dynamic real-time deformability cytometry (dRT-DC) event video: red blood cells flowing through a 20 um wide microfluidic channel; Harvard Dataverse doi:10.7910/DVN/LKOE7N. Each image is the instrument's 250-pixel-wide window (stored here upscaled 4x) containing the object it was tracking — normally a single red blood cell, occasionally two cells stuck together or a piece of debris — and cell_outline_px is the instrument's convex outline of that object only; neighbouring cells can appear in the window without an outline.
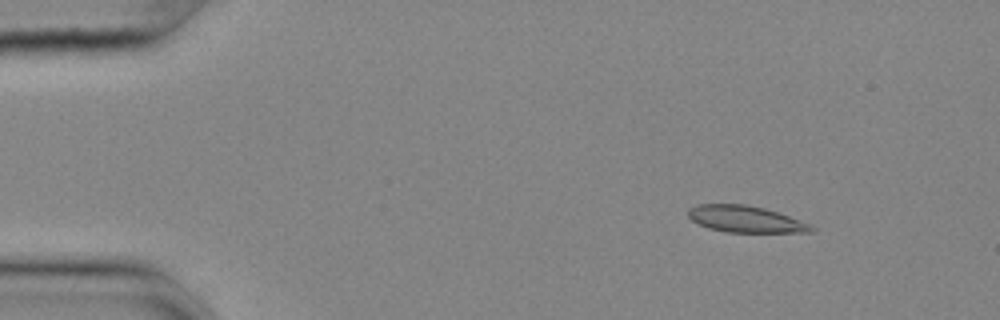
{"species": "common noctule bat (a hibernating species)", "species_latin": "Nyctalus noctula", "temperature_condition": "cold", "stored_images_in_passage": 49, "camera_frame_rate_fps": 3000, "um_per_image_px": 0.085, "animal": {"sex": "female", "body_mass_g": 25.1}, "frame": {"image": 1, "passage_image": 1, "time_ms": 0.0, "image_size_px": [1000, 320], "cell_outline_px": [[816, 228], [812, 232], [724, 232], [708, 228], [692, 220], [688, 216], [688, 208], [696, 204], [744, 204], [764, 208], [788, 216], [808, 224]], "centroid_in_image_um": [63.31, 18.62], "position_along_channel_um": 21.7, "area_um2": 18.9}}
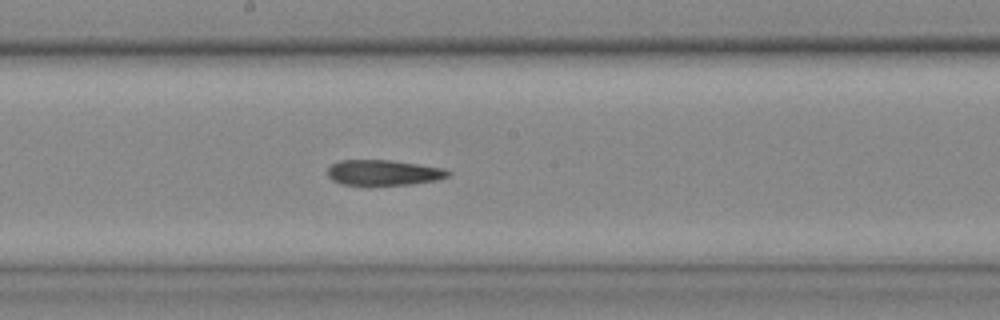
{"frame": {"image": 2, "passage_image": 24, "time_ms": 7.667, "image_size_px": [1000, 320], "cell_outline_px": [[452, 172], [448, 176], [436, 180], [412, 184], [344, 184], [332, 180], [328, 176], [328, 168], [332, 164], [340, 160], [392, 160], [444, 168]], "centroid_in_image_um": [32.62, 14.65], "position_along_channel_um": 215.6, "area_um2": 17.63}}
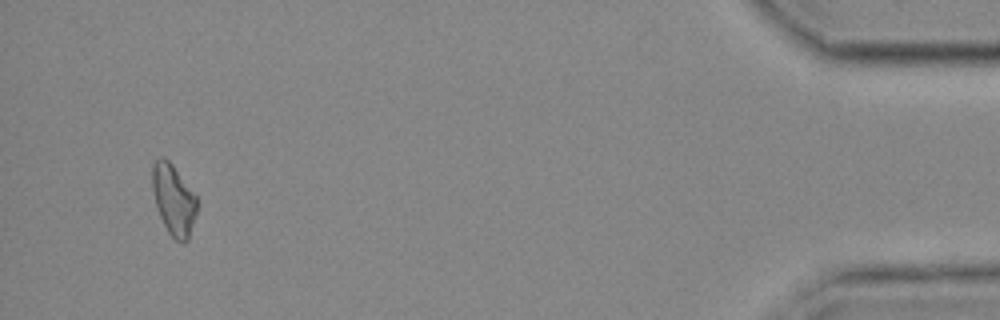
{"frame": {"image": 3, "passage_image": 47, "time_ms": 15.333, "image_size_px": [1000, 320], "cell_outline_px": [[196, 212], [188, 240], [184, 244], [176, 240], [168, 232], [156, 208], [152, 188], [152, 164], [160, 156], [164, 156], [172, 164], [196, 196]], "centroid_in_image_um": [14.73, 16.97], "position_along_channel_um": 420.5, "area_um2": 18.26}}